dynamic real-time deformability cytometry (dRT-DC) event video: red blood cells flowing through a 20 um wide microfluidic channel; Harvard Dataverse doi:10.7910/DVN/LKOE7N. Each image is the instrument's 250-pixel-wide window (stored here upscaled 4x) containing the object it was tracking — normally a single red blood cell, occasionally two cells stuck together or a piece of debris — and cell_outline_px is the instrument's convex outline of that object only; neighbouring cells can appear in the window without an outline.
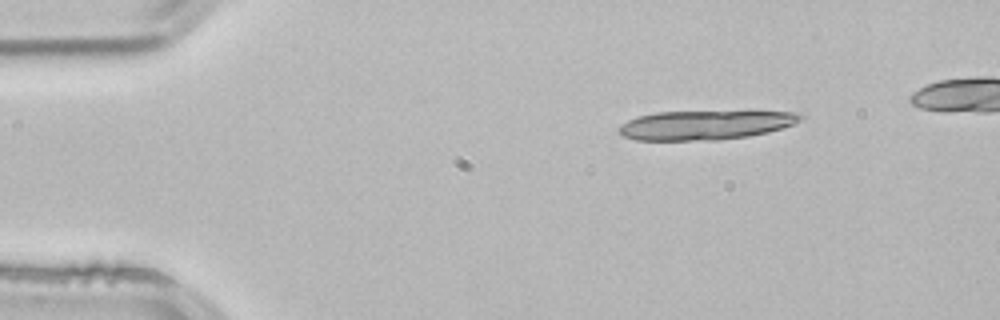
{"species": "common noctule bat (a hibernating species)", "species_latin": "Nyctalus noctula", "temperature_condition": "room temperature", "stored_images_in_passage": 3, "camera_frame_rate_fps": 3000, "um_per_image_px": 0.085, "animal": {"sex": "male", "body_mass_g": 21.5, "forearm_length_mm": 52.0}, "frame": {"image": 1, "passage_image": 3, "time_ms": 0.667, "image_size_px": [1000, 320], "cell_outline_px": [[804, 116], [800, 120], [784, 128], [768, 132], [748, 136], [716, 140], [636, 140], [624, 136], [620, 132], [620, 124], [636, 116], [656, 112], [748, 108], [752, 108], [796, 112]], "centroid_in_image_um": [60.08, 10.55], "position_along_channel_um": 24.9, "area_um2": 32.66}}